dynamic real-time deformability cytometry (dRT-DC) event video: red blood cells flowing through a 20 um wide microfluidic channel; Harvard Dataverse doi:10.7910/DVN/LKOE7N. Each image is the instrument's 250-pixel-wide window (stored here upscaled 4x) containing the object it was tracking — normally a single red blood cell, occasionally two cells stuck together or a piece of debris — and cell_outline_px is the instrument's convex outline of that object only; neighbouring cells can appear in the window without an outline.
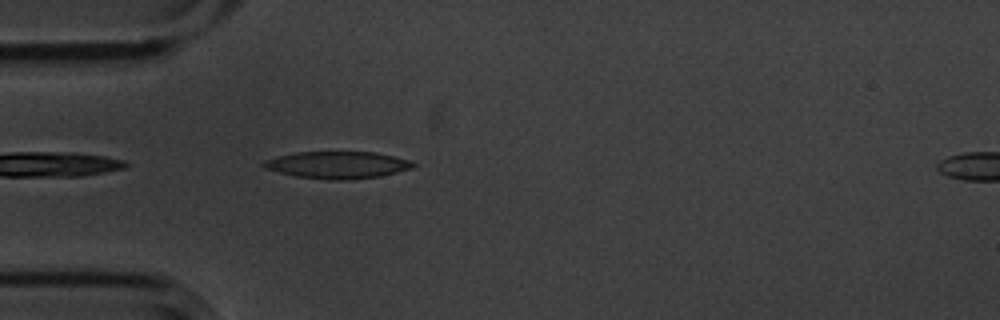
{"species": "common noctule bat (a hibernating species)", "species_latin": "Nyctalus noctula", "temperature_condition": "cold", "stored_images_in_passage": 1, "camera_frame_rate_fps": 3000, "um_per_image_px": 0.085, "animal": {"sex": "male", "body_mass_g": 20.1, "forearm_length_mm": 53.5}, "frame": {"image": 1, "passage_image": 1, "time_ms": 0.0, "image_size_px": [1000, 320], "cell_outline_px": [[416, 164], [412, 168], [380, 176], [344, 180], [332, 180], [296, 176], [264, 168], [260, 164], [264, 160], [296, 152], [376, 152], [412, 160]], "centroid_in_image_um": [28.71, 14.01], "position_along_channel_um": 56.3, "area_um2": 23.47}}